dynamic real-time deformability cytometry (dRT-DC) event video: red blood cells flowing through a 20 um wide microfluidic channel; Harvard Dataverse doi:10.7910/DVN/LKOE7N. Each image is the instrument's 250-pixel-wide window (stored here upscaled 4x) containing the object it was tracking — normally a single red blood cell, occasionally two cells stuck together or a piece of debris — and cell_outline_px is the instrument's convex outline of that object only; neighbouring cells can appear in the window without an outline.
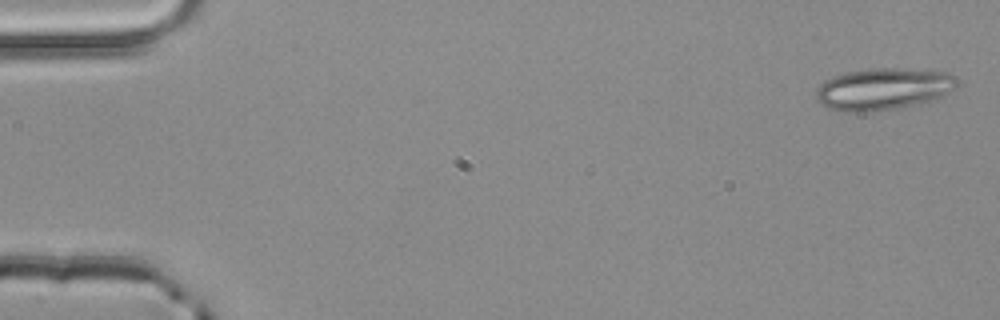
{"species": "common noctule bat (a hibernating species)", "species_latin": "Nyctalus noctula", "temperature_condition": "room temperature", "stored_images_in_passage": 4, "camera_frame_rate_fps": 3000, "um_per_image_px": 0.085, "animal": {"sex": "male", "body_mass_g": 20.4}, "frame": {"image": 1, "passage_image": 1, "time_ms": 0.0, "image_size_px": [1000, 320], "cell_outline_px": [[956, 84], [944, 96], [920, 104], [900, 108], [868, 112], [852, 112], [824, 108], [816, 100], [816, 92], [820, 84], [824, 80], [848, 72], [876, 68], [892, 68], [944, 72], [956, 76]], "centroid_in_image_um": [75.04, 7.59], "position_along_channel_um": 10.0, "area_um2": 34.28}}